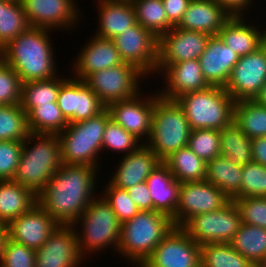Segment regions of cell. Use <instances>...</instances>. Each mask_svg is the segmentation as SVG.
Wrapping results in <instances>:
<instances>
[{"mask_svg": "<svg viewBox=\"0 0 266 267\" xmlns=\"http://www.w3.org/2000/svg\"><path fill=\"white\" fill-rule=\"evenodd\" d=\"M96 171L89 165L62 164L37 195L38 203L60 225H72L95 197Z\"/></svg>", "mask_w": 266, "mask_h": 267, "instance_id": "6da1fadb", "label": "cell"}, {"mask_svg": "<svg viewBox=\"0 0 266 267\" xmlns=\"http://www.w3.org/2000/svg\"><path fill=\"white\" fill-rule=\"evenodd\" d=\"M49 31L29 27L3 47L4 61L17 73L22 83L58 76Z\"/></svg>", "mask_w": 266, "mask_h": 267, "instance_id": "7a4b0ae2", "label": "cell"}, {"mask_svg": "<svg viewBox=\"0 0 266 267\" xmlns=\"http://www.w3.org/2000/svg\"><path fill=\"white\" fill-rule=\"evenodd\" d=\"M61 165L58 135L30 132L23 141L22 154L13 180L38 195Z\"/></svg>", "mask_w": 266, "mask_h": 267, "instance_id": "3957f363", "label": "cell"}, {"mask_svg": "<svg viewBox=\"0 0 266 267\" xmlns=\"http://www.w3.org/2000/svg\"><path fill=\"white\" fill-rule=\"evenodd\" d=\"M174 227L169 216L154 210H140L121 224L117 252L140 267Z\"/></svg>", "mask_w": 266, "mask_h": 267, "instance_id": "277c9868", "label": "cell"}, {"mask_svg": "<svg viewBox=\"0 0 266 267\" xmlns=\"http://www.w3.org/2000/svg\"><path fill=\"white\" fill-rule=\"evenodd\" d=\"M184 111L191 130H222L233 122L234 99L224 87L209 86L175 99Z\"/></svg>", "mask_w": 266, "mask_h": 267, "instance_id": "5b68a950", "label": "cell"}, {"mask_svg": "<svg viewBox=\"0 0 266 267\" xmlns=\"http://www.w3.org/2000/svg\"><path fill=\"white\" fill-rule=\"evenodd\" d=\"M191 127L182 108L175 100L155 95L150 137L145 144L164 161L172 153L188 146Z\"/></svg>", "mask_w": 266, "mask_h": 267, "instance_id": "8992f818", "label": "cell"}, {"mask_svg": "<svg viewBox=\"0 0 266 267\" xmlns=\"http://www.w3.org/2000/svg\"><path fill=\"white\" fill-rule=\"evenodd\" d=\"M110 118V113L105 108L94 117L68 124L58 133L62 164L89 165L98 168L97 160L102 151L104 129Z\"/></svg>", "mask_w": 266, "mask_h": 267, "instance_id": "52a82bcc", "label": "cell"}, {"mask_svg": "<svg viewBox=\"0 0 266 267\" xmlns=\"http://www.w3.org/2000/svg\"><path fill=\"white\" fill-rule=\"evenodd\" d=\"M80 222L82 223L80 224ZM78 223L80 227L82 226L81 233H77L79 230L75 231L78 247L83 257L86 256V253L105 250L104 248L110 245L117 250L121 224L103 196L94 197L72 226L75 227Z\"/></svg>", "mask_w": 266, "mask_h": 267, "instance_id": "ba28073f", "label": "cell"}, {"mask_svg": "<svg viewBox=\"0 0 266 267\" xmlns=\"http://www.w3.org/2000/svg\"><path fill=\"white\" fill-rule=\"evenodd\" d=\"M145 75L135 65L123 63L90 74L84 81L107 107L110 103L130 99L140 91V78ZM139 79V80H138Z\"/></svg>", "mask_w": 266, "mask_h": 267, "instance_id": "9c48e42d", "label": "cell"}, {"mask_svg": "<svg viewBox=\"0 0 266 267\" xmlns=\"http://www.w3.org/2000/svg\"><path fill=\"white\" fill-rule=\"evenodd\" d=\"M241 223L238 208L231 200L221 209L192 217L181 228L202 246L207 243H229Z\"/></svg>", "mask_w": 266, "mask_h": 267, "instance_id": "30bf717a", "label": "cell"}, {"mask_svg": "<svg viewBox=\"0 0 266 267\" xmlns=\"http://www.w3.org/2000/svg\"><path fill=\"white\" fill-rule=\"evenodd\" d=\"M230 201L219 188L207 180L182 182L177 209L171 219L175 227H182L192 217L221 209Z\"/></svg>", "mask_w": 266, "mask_h": 267, "instance_id": "8fae6325", "label": "cell"}, {"mask_svg": "<svg viewBox=\"0 0 266 267\" xmlns=\"http://www.w3.org/2000/svg\"><path fill=\"white\" fill-rule=\"evenodd\" d=\"M140 267H201V246L174 227Z\"/></svg>", "mask_w": 266, "mask_h": 267, "instance_id": "7c38bea8", "label": "cell"}, {"mask_svg": "<svg viewBox=\"0 0 266 267\" xmlns=\"http://www.w3.org/2000/svg\"><path fill=\"white\" fill-rule=\"evenodd\" d=\"M112 40L125 63L135 65L145 75L157 72L159 38L151 31L136 22Z\"/></svg>", "mask_w": 266, "mask_h": 267, "instance_id": "4fadbf2b", "label": "cell"}, {"mask_svg": "<svg viewBox=\"0 0 266 267\" xmlns=\"http://www.w3.org/2000/svg\"><path fill=\"white\" fill-rule=\"evenodd\" d=\"M266 82V49L239 57L233 67L225 91L234 99L253 100Z\"/></svg>", "mask_w": 266, "mask_h": 267, "instance_id": "5bb4252c", "label": "cell"}, {"mask_svg": "<svg viewBox=\"0 0 266 267\" xmlns=\"http://www.w3.org/2000/svg\"><path fill=\"white\" fill-rule=\"evenodd\" d=\"M75 229L72 225H59L35 250V267H79L85 257L80 253Z\"/></svg>", "mask_w": 266, "mask_h": 267, "instance_id": "9a60e30c", "label": "cell"}, {"mask_svg": "<svg viewBox=\"0 0 266 267\" xmlns=\"http://www.w3.org/2000/svg\"><path fill=\"white\" fill-rule=\"evenodd\" d=\"M57 103L69 124L94 117L106 108L85 81L75 77L61 84Z\"/></svg>", "mask_w": 266, "mask_h": 267, "instance_id": "2e32d148", "label": "cell"}, {"mask_svg": "<svg viewBox=\"0 0 266 267\" xmlns=\"http://www.w3.org/2000/svg\"><path fill=\"white\" fill-rule=\"evenodd\" d=\"M59 225L37 203L29 211L24 212L7 224L8 238L37 250L48 240Z\"/></svg>", "mask_w": 266, "mask_h": 267, "instance_id": "e0dca14e", "label": "cell"}, {"mask_svg": "<svg viewBox=\"0 0 266 267\" xmlns=\"http://www.w3.org/2000/svg\"><path fill=\"white\" fill-rule=\"evenodd\" d=\"M210 35L174 26L159 38L158 65L199 59Z\"/></svg>", "mask_w": 266, "mask_h": 267, "instance_id": "ac0fdd59", "label": "cell"}, {"mask_svg": "<svg viewBox=\"0 0 266 267\" xmlns=\"http://www.w3.org/2000/svg\"><path fill=\"white\" fill-rule=\"evenodd\" d=\"M75 0H22V6L30 27L58 28L74 27L79 18ZM66 26V27H65Z\"/></svg>", "mask_w": 266, "mask_h": 267, "instance_id": "d6986e66", "label": "cell"}, {"mask_svg": "<svg viewBox=\"0 0 266 267\" xmlns=\"http://www.w3.org/2000/svg\"><path fill=\"white\" fill-rule=\"evenodd\" d=\"M140 93L130 99L110 103L106 107L111 119L139 140L150 137L155 105L154 94L143 99L144 97L140 98Z\"/></svg>", "mask_w": 266, "mask_h": 267, "instance_id": "ffe728a7", "label": "cell"}, {"mask_svg": "<svg viewBox=\"0 0 266 267\" xmlns=\"http://www.w3.org/2000/svg\"><path fill=\"white\" fill-rule=\"evenodd\" d=\"M161 71L167 79L166 89L162 88L163 91L159 92L163 99L175 100L185 93L204 90L210 86L203 76L198 59L158 65L157 73L161 74Z\"/></svg>", "mask_w": 266, "mask_h": 267, "instance_id": "44dd1931", "label": "cell"}, {"mask_svg": "<svg viewBox=\"0 0 266 267\" xmlns=\"http://www.w3.org/2000/svg\"><path fill=\"white\" fill-rule=\"evenodd\" d=\"M198 60L207 83L225 87L239 56L216 35L210 36Z\"/></svg>", "mask_w": 266, "mask_h": 267, "instance_id": "7402d4cb", "label": "cell"}, {"mask_svg": "<svg viewBox=\"0 0 266 267\" xmlns=\"http://www.w3.org/2000/svg\"><path fill=\"white\" fill-rule=\"evenodd\" d=\"M90 38L78 55L72 70L77 79L85 80L90 74L123 64L115 43L111 39L96 36Z\"/></svg>", "mask_w": 266, "mask_h": 267, "instance_id": "603a6c76", "label": "cell"}, {"mask_svg": "<svg viewBox=\"0 0 266 267\" xmlns=\"http://www.w3.org/2000/svg\"><path fill=\"white\" fill-rule=\"evenodd\" d=\"M160 162L158 156L143 142L136 151L124 155L109 182L120 189H128L145 182Z\"/></svg>", "mask_w": 266, "mask_h": 267, "instance_id": "cb8c5ba5", "label": "cell"}, {"mask_svg": "<svg viewBox=\"0 0 266 267\" xmlns=\"http://www.w3.org/2000/svg\"><path fill=\"white\" fill-rule=\"evenodd\" d=\"M230 17L216 0H191L176 27L216 36Z\"/></svg>", "mask_w": 266, "mask_h": 267, "instance_id": "d4e9b609", "label": "cell"}, {"mask_svg": "<svg viewBox=\"0 0 266 267\" xmlns=\"http://www.w3.org/2000/svg\"><path fill=\"white\" fill-rule=\"evenodd\" d=\"M146 182L153 210L172 218L177 209L180 183L174 178L168 166L161 161L147 177Z\"/></svg>", "mask_w": 266, "mask_h": 267, "instance_id": "484cf974", "label": "cell"}, {"mask_svg": "<svg viewBox=\"0 0 266 267\" xmlns=\"http://www.w3.org/2000/svg\"><path fill=\"white\" fill-rule=\"evenodd\" d=\"M232 16L223 25L218 36L239 57L248 55L262 47L266 31L247 24L245 17Z\"/></svg>", "mask_w": 266, "mask_h": 267, "instance_id": "4316f807", "label": "cell"}, {"mask_svg": "<svg viewBox=\"0 0 266 267\" xmlns=\"http://www.w3.org/2000/svg\"><path fill=\"white\" fill-rule=\"evenodd\" d=\"M99 1V29L96 37L113 39L127 27L136 23V15L130 0H97Z\"/></svg>", "mask_w": 266, "mask_h": 267, "instance_id": "83f0119b", "label": "cell"}, {"mask_svg": "<svg viewBox=\"0 0 266 267\" xmlns=\"http://www.w3.org/2000/svg\"><path fill=\"white\" fill-rule=\"evenodd\" d=\"M38 203L37 195L14 180H0V223L8 224Z\"/></svg>", "mask_w": 266, "mask_h": 267, "instance_id": "f1b7e54d", "label": "cell"}, {"mask_svg": "<svg viewBox=\"0 0 266 267\" xmlns=\"http://www.w3.org/2000/svg\"><path fill=\"white\" fill-rule=\"evenodd\" d=\"M206 180L219 188L230 200L240 198L242 166L219 155L207 163Z\"/></svg>", "mask_w": 266, "mask_h": 267, "instance_id": "f546056e", "label": "cell"}, {"mask_svg": "<svg viewBox=\"0 0 266 267\" xmlns=\"http://www.w3.org/2000/svg\"><path fill=\"white\" fill-rule=\"evenodd\" d=\"M179 182L206 180L207 163L188 147H182L163 161Z\"/></svg>", "mask_w": 266, "mask_h": 267, "instance_id": "4dcf8cb0", "label": "cell"}, {"mask_svg": "<svg viewBox=\"0 0 266 267\" xmlns=\"http://www.w3.org/2000/svg\"><path fill=\"white\" fill-rule=\"evenodd\" d=\"M220 155L238 165L253 162L252 138L234 122L220 130Z\"/></svg>", "mask_w": 266, "mask_h": 267, "instance_id": "1f68e13d", "label": "cell"}, {"mask_svg": "<svg viewBox=\"0 0 266 267\" xmlns=\"http://www.w3.org/2000/svg\"><path fill=\"white\" fill-rule=\"evenodd\" d=\"M229 244L252 264H258L266 257V229L241 223Z\"/></svg>", "mask_w": 266, "mask_h": 267, "instance_id": "d6a6232c", "label": "cell"}, {"mask_svg": "<svg viewBox=\"0 0 266 267\" xmlns=\"http://www.w3.org/2000/svg\"><path fill=\"white\" fill-rule=\"evenodd\" d=\"M233 122L249 137H266V106L254 100L235 101Z\"/></svg>", "mask_w": 266, "mask_h": 267, "instance_id": "836d02e7", "label": "cell"}, {"mask_svg": "<svg viewBox=\"0 0 266 267\" xmlns=\"http://www.w3.org/2000/svg\"><path fill=\"white\" fill-rule=\"evenodd\" d=\"M136 22L151 31L157 38L174 26L169 22L162 0H131Z\"/></svg>", "mask_w": 266, "mask_h": 267, "instance_id": "e575fe53", "label": "cell"}, {"mask_svg": "<svg viewBox=\"0 0 266 267\" xmlns=\"http://www.w3.org/2000/svg\"><path fill=\"white\" fill-rule=\"evenodd\" d=\"M61 79L56 76L49 80L29 81L22 84L21 107L28 114L34 107L57 102Z\"/></svg>", "mask_w": 266, "mask_h": 267, "instance_id": "d590c367", "label": "cell"}, {"mask_svg": "<svg viewBox=\"0 0 266 267\" xmlns=\"http://www.w3.org/2000/svg\"><path fill=\"white\" fill-rule=\"evenodd\" d=\"M68 124L57 102L34 107L27 114V125L31 133L58 134Z\"/></svg>", "mask_w": 266, "mask_h": 267, "instance_id": "8d00e7d4", "label": "cell"}, {"mask_svg": "<svg viewBox=\"0 0 266 267\" xmlns=\"http://www.w3.org/2000/svg\"><path fill=\"white\" fill-rule=\"evenodd\" d=\"M30 27L22 3L0 0V46H6Z\"/></svg>", "mask_w": 266, "mask_h": 267, "instance_id": "74e56055", "label": "cell"}, {"mask_svg": "<svg viewBox=\"0 0 266 267\" xmlns=\"http://www.w3.org/2000/svg\"><path fill=\"white\" fill-rule=\"evenodd\" d=\"M252 263L229 243L201 246V267H250Z\"/></svg>", "mask_w": 266, "mask_h": 267, "instance_id": "f35d334b", "label": "cell"}, {"mask_svg": "<svg viewBox=\"0 0 266 267\" xmlns=\"http://www.w3.org/2000/svg\"><path fill=\"white\" fill-rule=\"evenodd\" d=\"M29 133L27 114L21 104L0 105V141L23 142Z\"/></svg>", "mask_w": 266, "mask_h": 267, "instance_id": "ab89813d", "label": "cell"}, {"mask_svg": "<svg viewBox=\"0 0 266 267\" xmlns=\"http://www.w3.org/2000/svg\"><path fill=\"white\" fill-rule=\"evenodd\" d=\"M220 131L216 129L191 130L188 147L206 163L220 155Z\"/></svg>", "mask_w": 266, "mask_h": 267, "instance_id": "60d3db41", "label": "cell"}, {"mask_svg": "<svg viewBox=\"0 0 266 267\" xmlns=\"http://www.w3.org/2000/svg\"><path fill=\"white\" fill-rule=\"evenodd\" d=\"M133 134L127 132L122 126L111 118L107 121L103 134L102 150H114V152L132 153L142 144Z\"/></svg>", "mask_w": 266, "mask_h": 267, "instance_id": "b9f144b4", "label": "cell"}, {"mask_svg": "<svg viewBox=\"0 0 266 267\" xmlns=\"http://www.w3.org/2000/svg\"><path fill=\"white\" fill-rule=\"evenodd\" d=\"M266 197V166L251 162L242 165L240 198Z\"/></svg>", "mask_w": 266, "mask_h": 267, "instance_id": "7bdbcfd3", "label": "cell"}, {"mask_svg": "<svg viewBox=\"0 0 266 267\" xmlns=\"http://www.w3.org/2000/svg\"><path fill=\"white\" fill-rule=\"evenodd\" d=\"M112 207L120 224L129 221L140 209L131 199L126 189H120L108 181V185L101 196Z\"/></svg>", "mask_w": 266, "mask_h": 267, "instance_id": "ee69618b", "label": "cell"}, {"mask_svg": "<svg viewBox=\"0 0 266 267\" xmlns=\"http://www.w3.org/2000/svg\"><path fill=\"white\" fill-rule=\"evenodd\" d=\"M22 81L5 61L0 64V105H16L22 99Z\"/></svg>", "mask_w": 266, "mask_h": 267, "instance_id": "f6af8a7d", "label": "cell"}, {"mask_svg": "<svg viewBox=\"0 0 266 267\" xmlns=\"http://www.w3.org/2000/svg\"><path fill=\"white\" fill-rule=\"evenodd\" d=\"M238 208L241 222L266 229V197H244L232 200Z\"/></svg>", "mask_w": 266, "mask_h": 267, "instance_id": "bcb514c9", "label": "cell"}, {"mask_svg": "<svg viewBox=\"0 0 266 267\" xmlns=\"http://www.w3.org/2000/svg\"><path fill=\"white\" fill-rule=\"evenodd\" d=\"M0 267H35V250L8 238Z\"/></svg>", "mask_w": 266, "mask_h": 267, "instance_id": "7dc6e473", "label": "cell"}, {"mask_svg": "<svg viewBox=\"0 0 266 267\" xmlns=\"http://www.w3.org/2000/svg\"><path fill=\"white\" fill-rule=\"evenodd\" d=\"M22 149L23 142L0 141V180H13Z\"/></svg>", "mask_w": 266, "mask_h": 267, "instance_id": "c3c4849f", "label": "cell"}, {"mask_svg": "<svg viewBox=\"0 0 266 267\" xmlns=\"http://www.w3.org/2000/svg\"><path fill=\"white\" fill-rule=\"evenodd\" d=\"M126 190L140 210H153V202L146 181Z\"/></svg>", "mask_w": 266, "mask_h": 267, "instance_id": "681fc988", "label": "cell"}, {"mask_svg": "<svg viewBox=\"0 0 266 267\" xmlns=\"http://www.w3.org/2000/svg\"><path fill=\"white\" fill-rule=\"evenodd\" d=\"M169 22L177 26L182 20L191 0H162Z\"/></svg>", "mask_w": 266, "mask_h": 267, "instance_id": "f907efd6", "label": "cell"}, {"mask_svg": "<svg viewBox=\"0 0 266 267\" xmlns=\"http://www.w3.org/2000/svg\"><path fill=\"white\" fill-rule=\"evenodd\" d=\"M221 4L224 10L232 16H242L244 10L251 7L252 0H216ZM252 2V3H251ZM249 6V7H248ZM243 10V11H242Z\"/></svg>", "mask_w": 266, "mask_h": 267, "instance_id": "816d5d0a", "label": "cell"}, {"mask_svg": "<svg viewBox=\"0 0 266 267\" xmlns=\"http://www.w3.org/2000/svg\"><path fill=\"white\" fill-rule=\"evenodd\" d=\"M253 162L266 166V137L252 139Z\"/></svg>", "mask_w": 266, "mask_h": 267, "instance_id": "f5cc1de1", "label": "cell"}, {"mask_svg": "<svg viewBox=\"0 0 266 267\" xmlns=\"http://www.w3.org/2000/svg\"><path fill=\"white\" fill-rule=\"evenodd\" d=\"M8 240L7 225L0 223V261L4 253V248Z\"/></svg>", "mask_w": 266, "mask_h": 267, "instance_id": "db71d44e", "label": "cell"}, {"mask_svg": "<svg viewBox=\"0 0 266 267\" xmlns=\"http://www.w3.org/2000/svg\"><path fill=\"white\" fill-rule=\"evenodd\" d=\"M253 100L262 106H266V82Z\"/></svg>", "mask_w": 266, "mask_h": 267, "instance_id": "11a10c76", "label": "cell"}, {"mask_svg": "<svg viewBox=\"0 0 266 267\" xmlns=\"http://www.w3.org/2000/svg\"><path fill=\"white\" fill-rule=\"evenodd\" d=\"M258 264L260 267H266V257L263 258Z\"/></svg>", "mask_w": 266, "mask_h": 267, "instance_id": "9f6ffc18", "label": "cell"}, {"mask_svg": "<svg viewBox=\"0 0 266 267\" xmlns=\"http://www.w3.org/2000/svg\"><path fill=\"white\" fill-rule=\"evenodd\" d=\"M4 61L3 57V47L0 46V64Z\"/></svg>", "mask_w": 266, "mask_h": 267, "instance_id": "6f0895ef", "label": "cell"}, {"mask_svg": "<svg viewBox=\"0 0 266 267\" xmlns=\"http://www.w3.org/2000/svg\"><path fill=\"white\" fill-rule=\"evenodd\" d=\"M262 46L266 49V35H265V38H264V40H263V44H262Z\"/></svg>", "mask_w": 266, "mask_h": 267, "instance_id": "680465c9", "label": "cell"}, {"mask_svg": "<svg viewBox=\"0 0 266 267\" xmlns=\"http://www.w3.org/2000/svg\"><path fill=\"white\" fill-rule=\"evenodd\" d=\"M250 267H260L259 264H252Z\"/></svg>", "mask_w": 266, "mask_h": 267, "instance_id": "91938a15", "label": "cell"}, {"mask_svg": "<svg viewBox=\"0 0 266 267\" xmlns=\"http://www.w3.org/2000/svg\"><path fill=\"white\" fill-rule=\"evenodd\" d=\"M6 1L21 2L22 0H6Z\"/></svg>", "mask_w": 266, "mask_h": 267, "instance_id": "94428289", "label": "cell"}]
</instances>
